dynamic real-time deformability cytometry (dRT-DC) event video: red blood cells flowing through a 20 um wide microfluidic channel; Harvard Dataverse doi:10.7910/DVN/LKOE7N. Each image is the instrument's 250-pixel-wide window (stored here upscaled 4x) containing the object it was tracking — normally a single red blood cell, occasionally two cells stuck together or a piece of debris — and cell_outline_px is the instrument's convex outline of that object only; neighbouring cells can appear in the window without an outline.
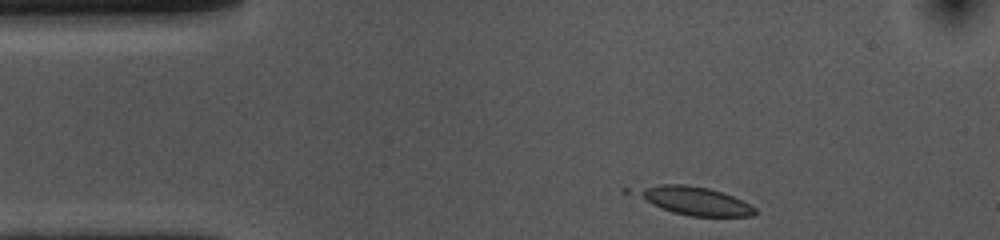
{"species": "common noctule bat (a hibernating species)", "species_latin": "Nyctalus noctula", "temperature_condition": "cold", "stored_images_in_passage": 11, "camera_frame_rate_fps": 3000, "um_per_image_px": 0.085, "animal": {"sex": "female", "body_mass_g": 10.0, "forearm_length_mm": 53.1}, "frame": {"image": 1, "passage_image": 1, "time_ms": 0.0, "image_size_px": [1000, 240], "cell_outline_px": [[756, 212], [752, 216], [688, 216], [672, 212], [660, 208], [652, 204], [636, 192], [660, 184], [684, 184], [708, 188], [732, 196], [756, 208]], "centroid_in_image_um": [59.14, 17.09], "position_along_channel_um": 25.9, "area_um2": 18.73}}
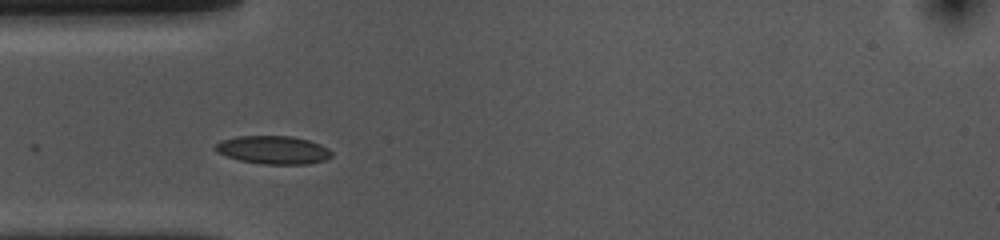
{"frame": {"image": 2, "passage_image": 8, "time_ms": 2.333, "image_size_px": [1000, 240], "cell_outline_px": [[332, 156], [324, 160], [308, 164], [264, 164], [240, 160], [216, 152], [212, 148], [220, 140], [236, 136], [292, 136], [308, 140], [320, 144], [328, 148], [332, 152]], "centroid_in_image_um": [23.21, 12.74], "position_along_channel_um": 61.8, "area_um2": 19.13}}
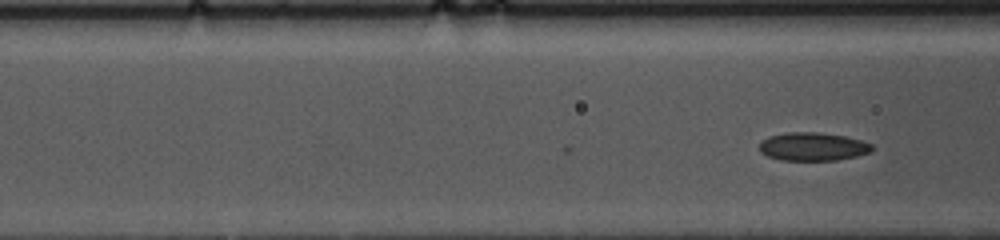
{"frame": {"image": 3, "passage_image": 11, "time_ms": 3.333, "image_size_px": [1000, 240], "cell_outline_px": [[876, 148], [872, 152], [856, 156], [836, 160], [780, 160], [768, 156], [760, 152], [760, 144], [768, 136], [788, 132], [816, 132], [844, 136], [860, 140], [872, 144]], "centroid_in_image_um": [69.12, 12.46], "position_along_channel_um": 97.5, "area_um2": 18.55}}